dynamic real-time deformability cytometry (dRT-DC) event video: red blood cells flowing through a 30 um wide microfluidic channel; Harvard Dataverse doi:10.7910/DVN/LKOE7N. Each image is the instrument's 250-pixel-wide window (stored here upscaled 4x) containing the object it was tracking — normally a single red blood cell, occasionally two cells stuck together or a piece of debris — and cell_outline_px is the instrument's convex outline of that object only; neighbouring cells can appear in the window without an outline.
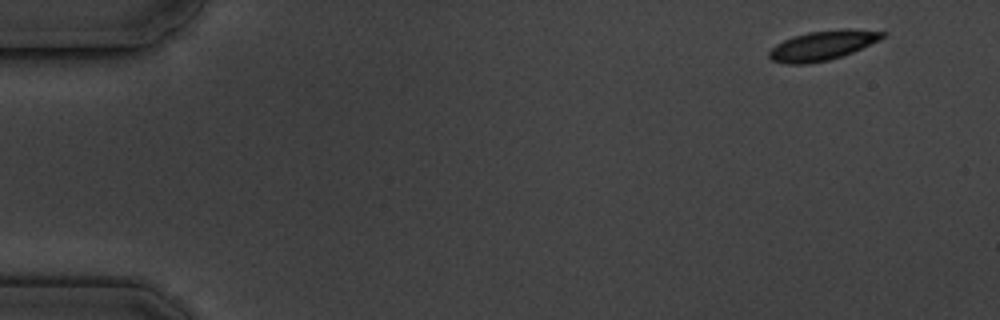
{"species": "common noctule bat (a hibernating species)", "species_latin": "Nyctalus noctula", "temperature_condition": "cold", "stored_images_in_passage": 4, "camera_frame_rate_fps": 3000, "um_per_image_px": 0.085, "animal": {"sex": "male", "body_mass_g": 19.5, "forearm_length_mm": 54.6}, "frame": {"image": 1, "passage_image": 1, "time_ms": 0.0, "image_size_px": [1000, 320], "cell_outline_px": [[888, 32], [880, 40], [852, 52], [828, 60], [804, 64], [784, 64], [772, 60], [768, 56], [768, 52], [776, 44], [784, 40], [808, 32], [840, 28], [848, 28]], "centroid_in_image_um": [69.93, 3.85], "position_along_channel_um": 15.1, "area_um2": 19.48}}
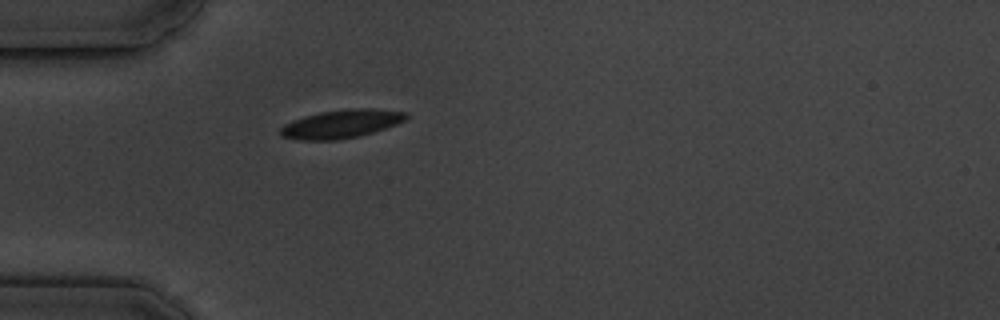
{"frame": {"image": 2, "passage_image": 4, "time_ms": 4.333, "image_size_px": [1000, 320], "cell_outline_px": [[408, 116], [404, 120], [396, 124], [360, 136], [336, 140], [300, 140], [280, 136], [280, 128], [284, 124], [292, 120], [304, 116], [320, 112], [352, 108], [376, 108], [408, 112]], "centroid_in_image_um": [29.0, 10.52], "position_along_channel_um": 56.0, "area_um2": 20.87}}